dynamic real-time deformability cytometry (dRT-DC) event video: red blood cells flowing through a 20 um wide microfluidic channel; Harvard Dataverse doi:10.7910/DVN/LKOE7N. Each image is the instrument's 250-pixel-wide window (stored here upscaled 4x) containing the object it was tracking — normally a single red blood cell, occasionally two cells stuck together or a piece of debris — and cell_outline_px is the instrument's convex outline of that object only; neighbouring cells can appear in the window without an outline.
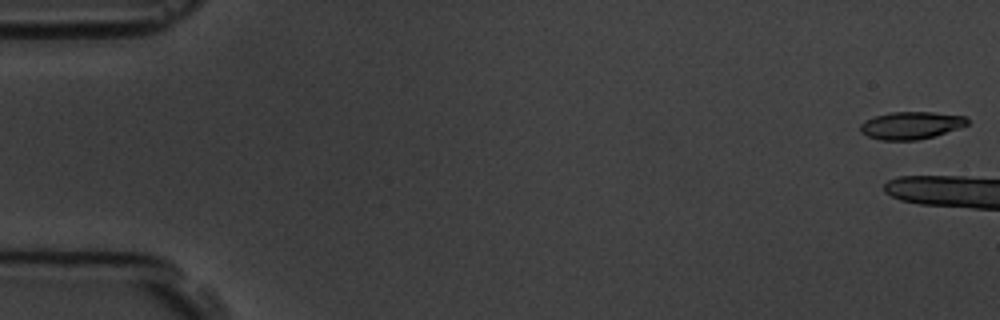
{"species": "common noctule bat (a hibernating species)", "species_latin": "Nyctalus noctula", "temperature_condition": "room temperature", "stored_images_in_passage": 3, "camera_frame_rate_fps": 3000, "um_per_image_px": 0.085, "animal": {"sex": "male", "body_mass_g": 19.5, "forearm_length_mm": 54.6}, "frame": {"image": 1, "passage_image": 1, "time_ms": 0.0, "image_size_px": [1000, 320], "cell_outline_px": [[968, 124], [936, 136], [916, 140], [880, 140], [868, 136], [860, 132], [860, 124], [864, 120], [876, 116], [892, 112], [932, 112], [964, 116], [968, 120]], "centroid_in_image_um": [77.41, 10.66], "position_along_channel_um": 7.6, "area_um2": 17.05}}